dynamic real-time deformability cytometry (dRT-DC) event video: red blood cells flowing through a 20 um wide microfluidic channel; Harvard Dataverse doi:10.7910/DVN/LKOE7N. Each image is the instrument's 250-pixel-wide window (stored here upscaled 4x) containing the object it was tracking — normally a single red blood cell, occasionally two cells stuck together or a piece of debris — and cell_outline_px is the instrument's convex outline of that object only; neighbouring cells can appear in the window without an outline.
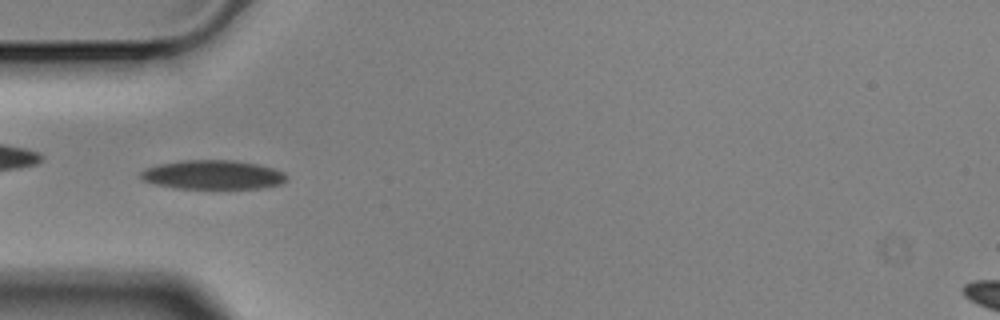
{"species": "Egyptian fruit bat (a non-hibernating species)", "species_latin": "Rousettus aegyptiacus", "temperature_condition": "cold", "stored_images_in_passage": 5, "camera_frame_rate_fps": 3000, "um_per_image_px": 0.085, "animal": {"sex": "male"}, "frame": {"image": 1, "passage_image": 4, "time_ms": 1.0, "image_size_px": [1000, 320], "cell_outline_px": [[284, 180], [280, 184], [260, 188], [176, 188], [156, 184], [144, 180], [140, 176], [140, 172], [144, 168], [160, 164], [180, 160], [236, 160], [256, 164], [272, 168], [284, 172]], "centroid_in_image_um": [18.05, 14.84], "position_along_channel_um": 67.0, "area_um2": 24.45}}
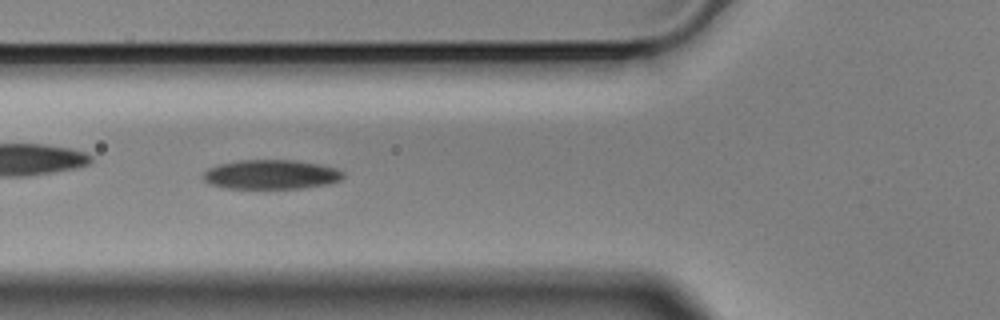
{"frame": {"image": 2, "passage_image": 5, "time_ms": 1.333, "image_size_px": [1000, 320], "cell_outline_px": [[344, 176], [340, 180], [328, 184], [300, 188], [228, 188], [212, 184], [204, 180], [200, 176], [208, 168], [220, 164], [240, 160], [296, 160], [320, 164], [336, 168], [344, 172]], "centroid_in_image_um": [23.06, 14.82], "position_along_channel_um": 102.7, "area_um2": 23.93}}